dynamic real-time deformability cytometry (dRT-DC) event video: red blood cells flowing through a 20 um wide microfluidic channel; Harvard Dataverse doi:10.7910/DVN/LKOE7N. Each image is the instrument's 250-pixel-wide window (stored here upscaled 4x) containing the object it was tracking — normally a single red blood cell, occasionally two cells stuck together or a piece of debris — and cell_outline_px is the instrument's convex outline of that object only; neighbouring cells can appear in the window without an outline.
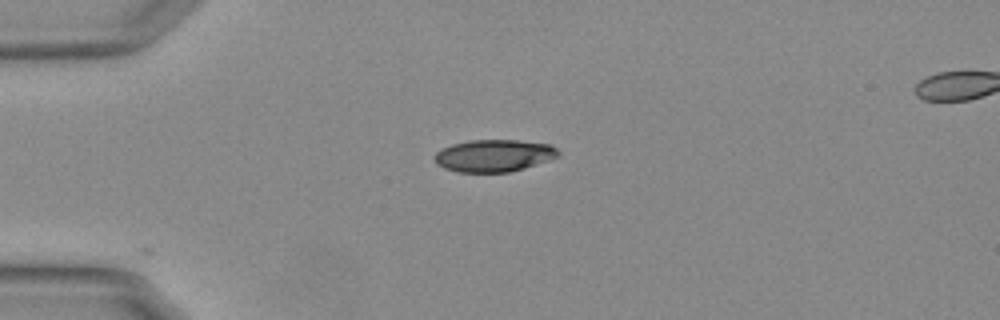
{"species": "Egyptian fruit bat (a non-hibernating species)", "species_latin": "Rousettus aegyptiacus", "temperature_condition": "warm", "stored_images_in_passage": 5, "camera_frame_rate_fps": 3000, "um_per_image_px": 0.085, "animal": {"sex": "female"}, "frame": {"image": 1, "passage_image": 1, "time_ms": 0.0, "image_size_px": [1000, 320], "cell_outline_px": [[560, 156], [524, 168], [508, 172], [456, 172], [444, 168], [436, 164], [432, 156], [436, 152], [452, 144], [468, 140], [516, 140], [552, 144], [560, 152]], "centroid_in_image_um": [41.97, 13.22], "position_along_channel_um": 43.0, "area_um2": 23.35}}